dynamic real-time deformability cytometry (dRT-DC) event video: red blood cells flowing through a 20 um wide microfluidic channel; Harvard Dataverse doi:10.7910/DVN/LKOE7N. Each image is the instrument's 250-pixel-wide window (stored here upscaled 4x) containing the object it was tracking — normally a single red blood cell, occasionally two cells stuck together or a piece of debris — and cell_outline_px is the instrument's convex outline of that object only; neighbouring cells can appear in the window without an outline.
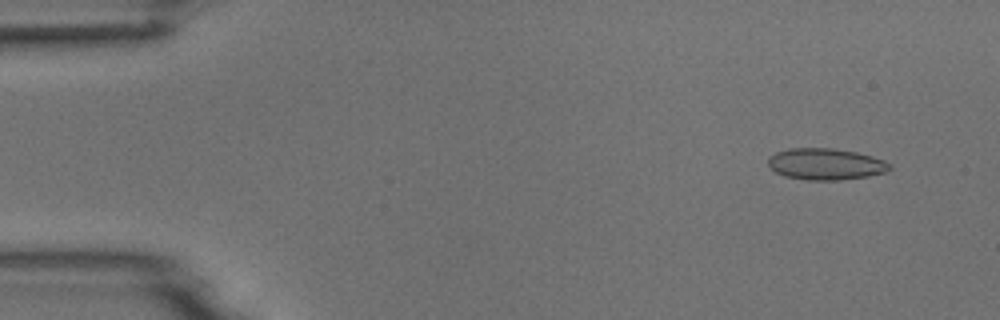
{"species": "common noctule bat (a hibernating species)", "species_latin": "Nyctalus noctula", "temperature_condition": "room temperature", "stored_images_in_passage": 5, "camera_frame_rate_fps": 3000, "um_per_image_px": 0.085, "animal": {"sex": "male", "body_mass_g": 18.8}, "frame": {"image": 1, "passage_image": 1, "time_ms": 0.0, "image_size_px": [1000, 320], "cell_outline_px": [[892, 168], [884, 172], [868, 176], [840, 180], [808, 180], [784, 176], [776, 172], [768, 164], [768, 156], [776, 152], [788, 148], [836, 148], [856, 152], [872, 156], [884, 160]], "centroid_in_image_um": [70.16, 13.94], "position_along_channel_um": 14.8, "area_um2": 22.31}}
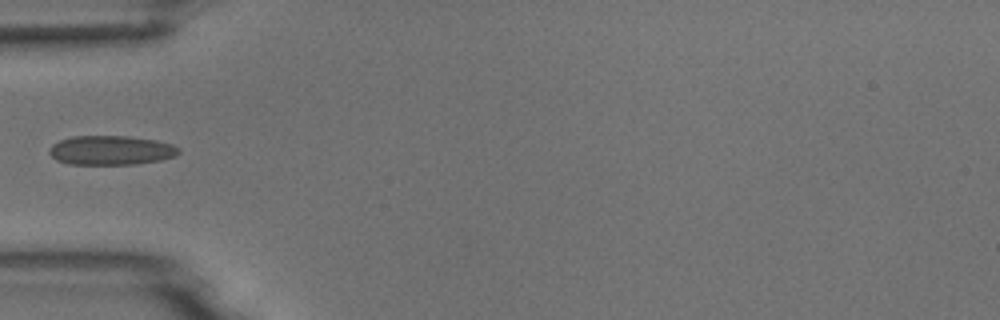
{"frame": {"image": 2, "passage_image": 4, "time_ms": 4.333, "image_size_px": [1000, 320], "cell_outline_px": [[180, 152], [176, 156], [160, 160], [136, 164], [68, 164], [56, 160], [48, 152], [48, 148], [52, 144], [60, 140], [72, 136], [128, 136], [156, 140], [172, 144], [180, 148]], "centroid_in_image_um": [9.43, 12.77], "position_along_channel_um": 75.6, "area_um2": 22.25}}